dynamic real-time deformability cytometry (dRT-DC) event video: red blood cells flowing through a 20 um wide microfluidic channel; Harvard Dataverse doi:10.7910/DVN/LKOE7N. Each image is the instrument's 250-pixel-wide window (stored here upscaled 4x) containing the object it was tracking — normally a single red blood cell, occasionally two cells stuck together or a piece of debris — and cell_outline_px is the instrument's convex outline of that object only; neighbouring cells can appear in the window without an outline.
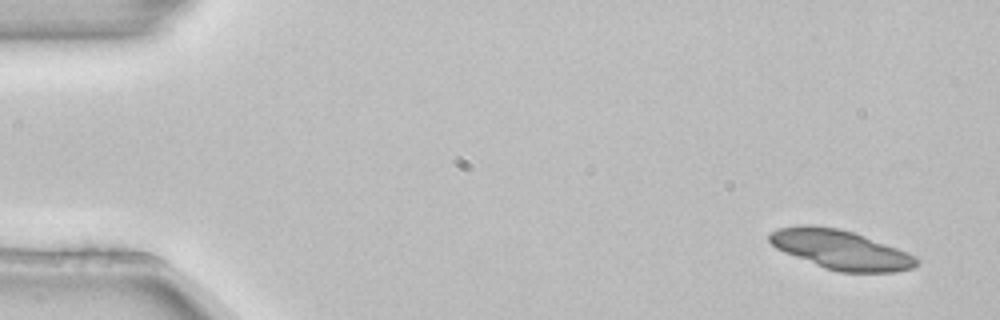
{"species": "common noctule bat (a hibernating species)", "species_latin": "Nyctalus noctula", "temperature_condition": "room temperature", "stored_images_in_passage": 6, "camera_frame_rate_fps": 3000, "um_per_image_px": 0.085, "animal": {"sex": "female", "body_mass_g": 22.7, "forearm_length_mm": 54.2}, "frame": {"image": 1, "passage_image": 1, "time_ms": 0.0, "image_size_px": [1000, 320], "cell_outline_px": [[920, 260], [912, 268], [892, 272], [840, 272], [824, 268], [784, 252], [776, 248], [768, 240], [768, 232], [776, 228], [808, 224], [840, 228], [864, 236], [908, 252], [916, 256]], "centroid_in_image_um": [71.42, 21.21], "position_along_channel_um": 13.6, "area_um2": 33.64}}